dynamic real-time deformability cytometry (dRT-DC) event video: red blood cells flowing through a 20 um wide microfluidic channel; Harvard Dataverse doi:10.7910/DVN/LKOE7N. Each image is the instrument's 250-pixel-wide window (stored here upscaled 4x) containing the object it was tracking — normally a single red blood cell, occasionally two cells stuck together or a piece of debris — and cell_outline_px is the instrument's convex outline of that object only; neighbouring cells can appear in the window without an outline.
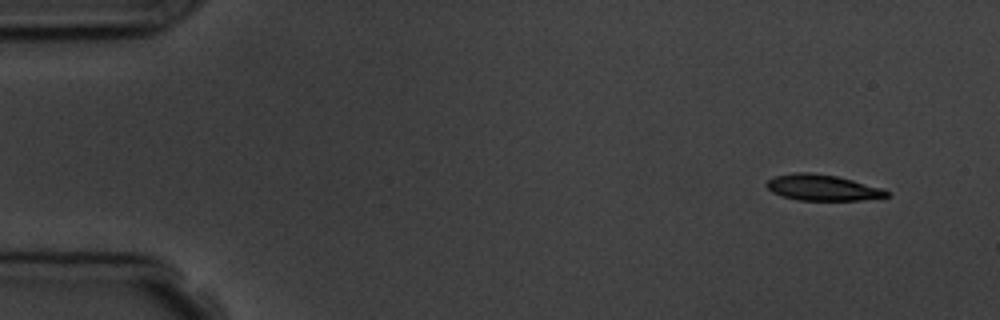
{"species": "common noctule bat (a hibernating species)", "species_latin": "Nyctalus noctula", "temperature_condition": "room temperature", "stored_images_in_passage": 5, "camera_frame_rate_fps": 3000, "um_per_image_px": 0.085, "animal": {"sex": "male", "body_mass_g": 19.5, "forearm_length_mm": 54.6}, "frame": {"image": 1, "passage_image": 1, "time_ms": 0.0, "image_size_px": [1000, 320], "cell_outline_px": [[888, 196], [860, 200], [796, 200], [780, 196], [772, 192], [764, 184], [768, 180], [776, 176], [796, 172], [808, 172], [836, 176], [852, 180], [880, 188], [888, 192]], "centroid_in_image_um": [69.83, 15.95], "position_along_channel_um": 15.2, "area_um2": 17.92}}
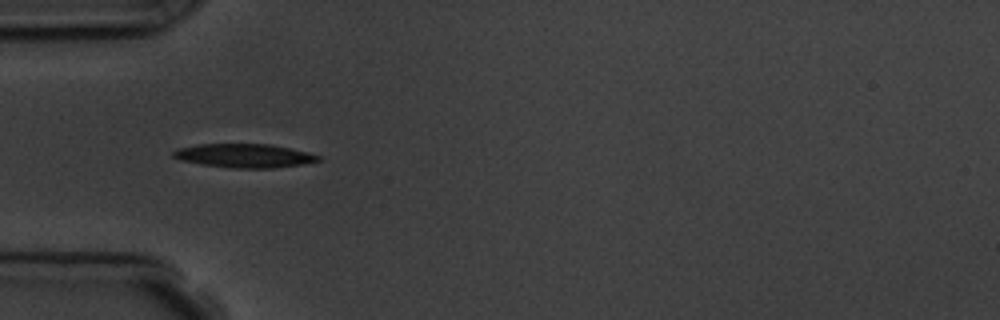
{"frame": {"image": 2, "passage_image": 4, "time_ms": 4.333, "image_size_px": [1000, 320], "cell_outline_px": [[320, 160], [304, 164], [272, 168], [232, 168], [200, 164], [180, 160], [172, 156], [172, 152], [180, 148], [196, 144], [268, 144], [308, 152], [320, 156]], "centroid_in_image_um": [20.74, 13.24], "position_along_channel_um": 64.3, "area_um2": 20.0}}